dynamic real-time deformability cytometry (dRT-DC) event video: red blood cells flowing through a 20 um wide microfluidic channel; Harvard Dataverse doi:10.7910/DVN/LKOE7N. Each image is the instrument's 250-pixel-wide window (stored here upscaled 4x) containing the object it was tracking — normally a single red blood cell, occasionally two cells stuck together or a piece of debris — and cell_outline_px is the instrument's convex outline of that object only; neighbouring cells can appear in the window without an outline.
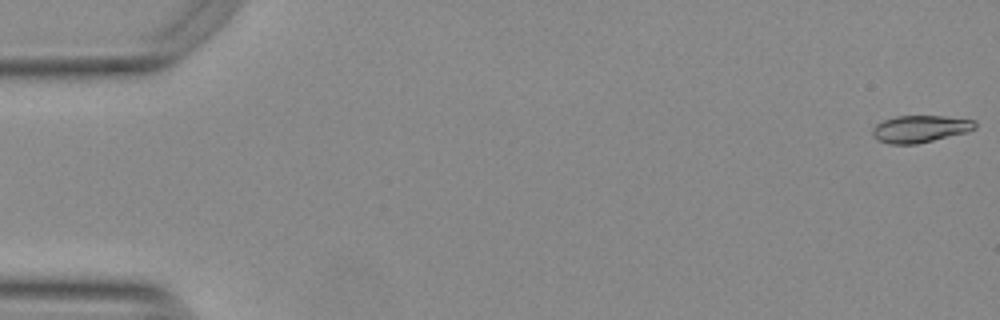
{"species": "Egyptian fruit bat (a non-hibernating species)", "species_latin": "Rousettus aegyptiacus", "temperature_condition": "warm", "stored_images_in_passage": 51, "camera_frame_rate_fps": 3000, "um_per_image_px": 0.085, "animal": {"sex": "female"}, "frame": {"image": 1, "passage_image": 1, "time_ms": 0.0, "image_size_px": [1000, 320], "cell_outline_px": [[976, 128], [964, 132], [916, 144], [888, 144], [876, 140], [872, 136], [872, 128], [876, 124], [884, 120], [896, 116], [944, 116], [976, 120]], "centroid_in_image_um": [78.16, 10.95], "position_along_channel_um": 6.8, "area_um2": 16.13}}
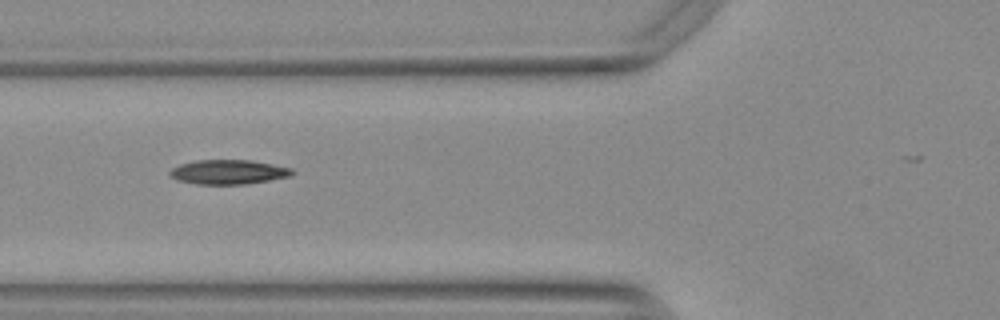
{"frame": {"image": 2, "passage_image": 21, "time_ms": 6.667, "image_size_px": [1000, 320], "cell_outline_px": [[296, 172], [292, 176], [244, 184], [196, 184], [176, 180], [168, 172], [172, 168], [180, 164], [196, 160], [252, 160], [292, 168]], "centroid_in_image_um": [19.43, 14.61], "position_along_channel_um": 106.4, "area_um2": 17.46}}
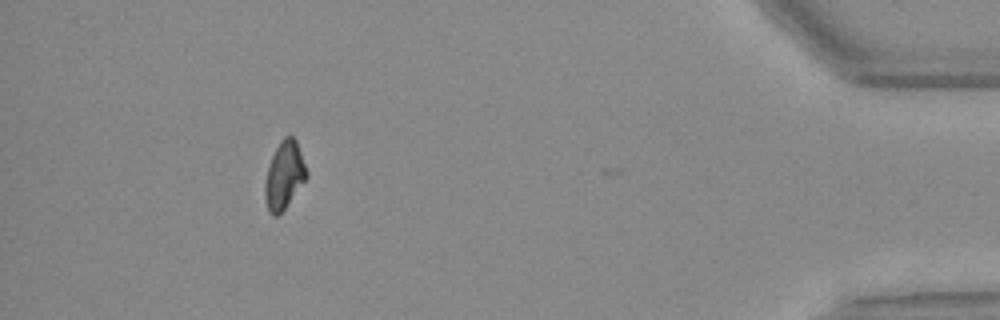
{"frame": {"image": 3, "passage_image": 50, "time_ms": 16.333, "image_size_px": [1000, 320], "cell_outline_px": [[308, 176], [284, 208], [276, 216], [272, 216], [268, 212], [264, 196], [264, 184], [268, 168], [272, 156], [280, 140], [284, 136], [292, 136], [296, 140], [308, 172]], "centroid_in_image_um": [24.15, 14.89], "position_along_channel_um": 411.1, "area_um2": 16.18}, "authors_computed_cell_mechanics": {"area_um2": 17.051, "velocity_mm_per_s": 3.7724, "shape_relaxation_time_tau1_ms": 5.2971, "shape_relaxation_time_tau2_ms": 3.8013, "deformation_change_tau1": 0.1549, "deformation_change_tau2": 0.079}}